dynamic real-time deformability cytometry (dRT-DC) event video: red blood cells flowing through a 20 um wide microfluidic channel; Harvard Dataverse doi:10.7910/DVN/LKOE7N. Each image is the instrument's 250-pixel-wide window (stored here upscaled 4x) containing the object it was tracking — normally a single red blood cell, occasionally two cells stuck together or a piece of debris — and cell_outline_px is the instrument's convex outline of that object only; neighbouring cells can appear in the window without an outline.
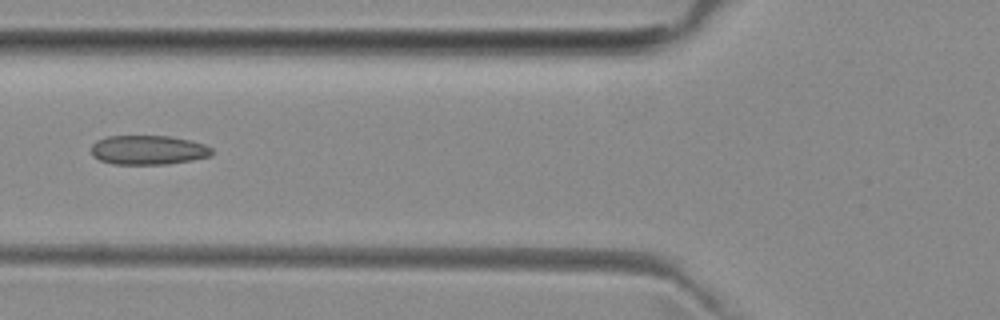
{"species": "common noctule bat (a hibernating species)", "species_latin": "Nyctalus noctula", "temperature_condition": "room temperature", "stored_images_in_passage": 5, "camera_frame_rate_fps": 3000, "um_per_image_px": 0.085, "animal": {"sex": "female", "body_mass_g": 29.2, "forearm_length_mm": 56.3}, "frame": {"image": 1, "passage_image": 5, "time_ms": 5.333, "image_size_px": [1000, 320], "cell_outline_px": [[212, 156], [192, 160], [168, 164], [112, 164], [100, 160], [92, 156], [92, 144], [96, 140], [108, 136], [168, 136], [188, 140], [204, 144], [212, 148]], "centroid_in_image_um": [12.59, 12.75], "position_along_channel_um": 113.2, "area_um2": 20.63}}